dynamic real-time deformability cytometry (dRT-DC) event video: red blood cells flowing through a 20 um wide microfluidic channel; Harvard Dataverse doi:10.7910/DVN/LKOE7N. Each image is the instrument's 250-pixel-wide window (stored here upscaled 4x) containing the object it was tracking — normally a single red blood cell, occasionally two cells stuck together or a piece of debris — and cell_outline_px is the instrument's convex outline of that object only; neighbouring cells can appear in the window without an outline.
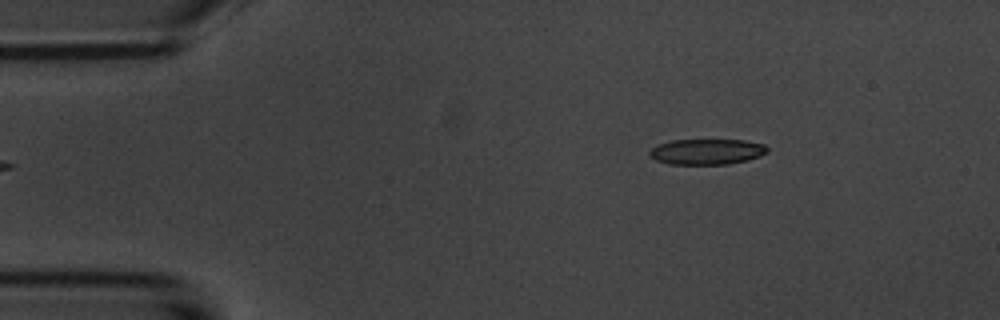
{"species": "common noctule bat (a hibernating species)", "species_latin": "Nyctalus noctula", "temperature_condition": "room temperature", "stored_images_in_passage": 3, "camera_frame_rate_fps": 3000, "um_per_image_px": 0.085, "animal": {"sex": "male", "body_mass_g": 20.1, "forearm_length_mm": 53.5}, "frame": {"image": 1, "passage_image": 3, "time_ms": 3.333, "image_size_px": [1000, 320], "cell_outline_px": [[768, 152], [760, 156], [748, 160], [728, 164], [668, 164], [656, 160], [648, 156], [648, 152], [656, 144], [672, 140], [744, 140], [764, 144], [768, 148]], "centroid_in_image_um": [60.06, 12.89], "position_along_channel_um": 24.9, "area_um2": 17.74}}